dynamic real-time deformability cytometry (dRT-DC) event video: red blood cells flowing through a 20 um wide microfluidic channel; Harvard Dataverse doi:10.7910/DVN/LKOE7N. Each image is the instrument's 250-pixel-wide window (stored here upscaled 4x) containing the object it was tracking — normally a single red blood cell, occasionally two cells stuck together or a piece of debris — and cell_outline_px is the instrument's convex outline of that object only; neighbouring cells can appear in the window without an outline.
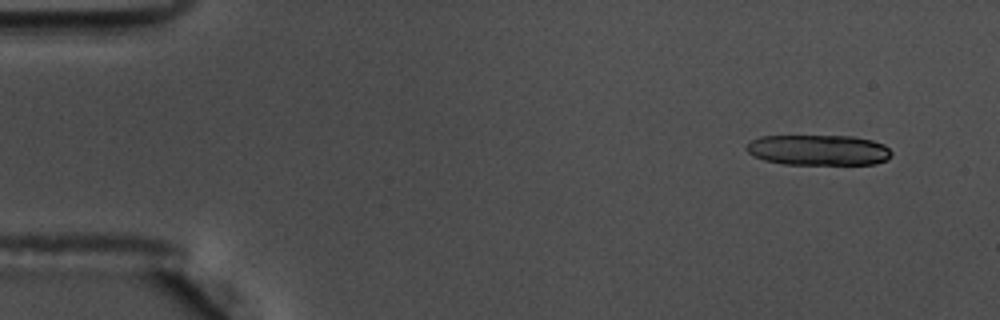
{"species": "common noctule bat (a hibernating species)", "species_latin": "Nyctalus noctula", "temperature_condition": "warm", "stored_images_in_passage": 13, "camera_frame_rate_fps": 3000, "um_per_image_px": 0.085, "animal": {"sex": "male", "body_mass_g": 17.5, "forearm_length_mm": 52.3}, "frame": {"image": 1, "passage_image": 1, "time_ms": 0.0, "image_size_px": [1000, 320], "cell_outline_px": [[892, 156], [888, 160], [876, 164], [784, 164], [764, 160], [752, 156], [744, 148], [752, 140], [760, 136], [852, 136], [872, 140], [884, 144], [892, 152]], "centroid_in_image_um": [69.58, 12.76], "position_along_channel_um": 15.4, "area_um2": 26.01}}